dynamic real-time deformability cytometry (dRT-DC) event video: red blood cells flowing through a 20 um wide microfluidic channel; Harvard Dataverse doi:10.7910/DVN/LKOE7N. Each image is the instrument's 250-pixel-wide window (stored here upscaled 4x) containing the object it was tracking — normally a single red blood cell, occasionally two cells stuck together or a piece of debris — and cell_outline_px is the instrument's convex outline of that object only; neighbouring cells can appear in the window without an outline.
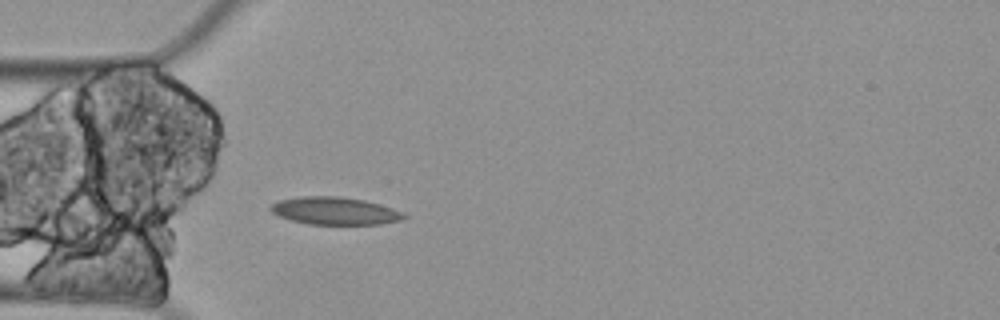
{"species": "Egyptian fruit bat (a non-hibernating species)", "species_latin": "Rousettus aegyptiacus", "temperature_condition": "cold", "stored_images_in_passage": 2, "camera_frame_rate_fps": 3000, "um_per_image_px": 0.085, "animal": {"sex": "female"}, "frame": {"image": 1, "passage_image": 2, "time_ms": 0.333, "image_size_px": [1000, 320], "cell_outline_px": [[408, 216], [400, 220], [380, 224], [308, 224], [292, 220], [280, 216], [272, 212], [268, 208], [272, 204], [280, 200], [304, 196], [340, 196], [364, 200], [392, 208]], "centroid_in_image_um": [28.45, 17.92], "position_along_channel_um": 56.6, "area_um2": 21.15}}